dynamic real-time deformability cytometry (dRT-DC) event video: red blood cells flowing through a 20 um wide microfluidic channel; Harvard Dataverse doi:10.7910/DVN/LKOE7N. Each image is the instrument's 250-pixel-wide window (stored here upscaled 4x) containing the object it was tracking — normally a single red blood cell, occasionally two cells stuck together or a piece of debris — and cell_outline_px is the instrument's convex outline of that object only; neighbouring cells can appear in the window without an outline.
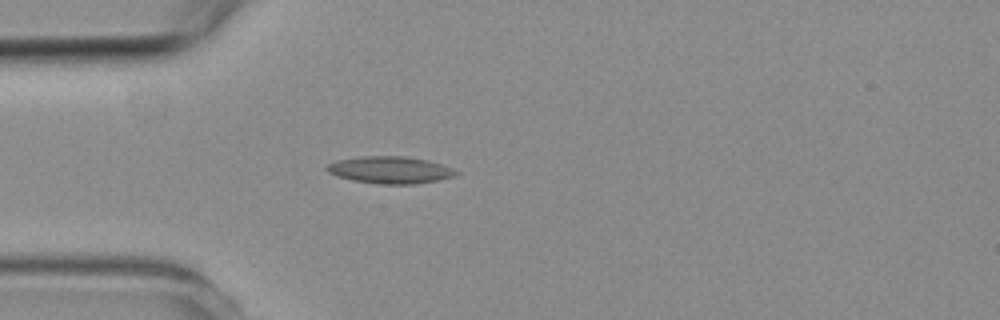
{"species": "common noctule bat (a hibernating species)", "species_latin": "Nyctalus noctula", "temperature_condition": "room temperature", "stored_images_in_passage": 1, "camera_frame_rate_fps": 3000, "um_per_image_px": 0.085, "animal": {"sex": "female", "body_mass_g": 19.3, "forearm_length_mm": 54.1}, "frame": {"image": 1, "passage_image": 1, "time_ms": 0.0, "image_size_px": [1000, 320], "cell_outline_px": [[460, 172], [456, 176], [440, 180], [412, 184], [376, 184], [352, 180], [336, 176], [328, 172], [324, 168], [328, 164], [336, 160], [360, 156], [404, 156], [428, 160], [452, 168]], "centroid_in_image_um": [33.15, 14.45], "position_along_channel_um": 51.9, "area_um2": 20.58}}